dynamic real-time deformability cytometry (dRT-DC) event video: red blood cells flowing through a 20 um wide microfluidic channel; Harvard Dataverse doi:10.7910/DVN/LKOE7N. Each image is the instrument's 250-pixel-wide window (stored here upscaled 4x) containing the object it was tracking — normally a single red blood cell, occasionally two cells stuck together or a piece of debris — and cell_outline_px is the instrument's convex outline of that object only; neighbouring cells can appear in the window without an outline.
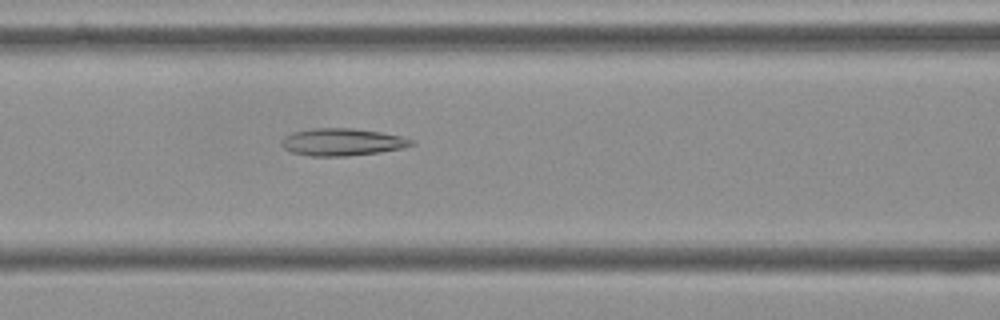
{"species": "Egyptian fruit bat (a non-hibernating species)", "species_latin": "Rousettus aegyptiacus", "temperature_condition": "cold", "stored_images_in_passage": 55, "camera_frame_rate_fps": 3000, "um_per_image_px": 0.085, "frame": {"image": 1, "passage_image": 23, "time_ms": 7.333, "image_size_px": [1000, 320], "cell_outline_px": [[416, 144], [404, 148], [380, 152], [348, 156], [308, 156], [292, 152], [284, 148], [280, 144], [284, 136], [292, 132], [312, 128], [352, 128], [380, 132], [400, 136], [416, 140]], "centroid_in_image_um": [29.1, 12.07], "position_along_channel_um": 137.5, "area_um2": 20.87}}
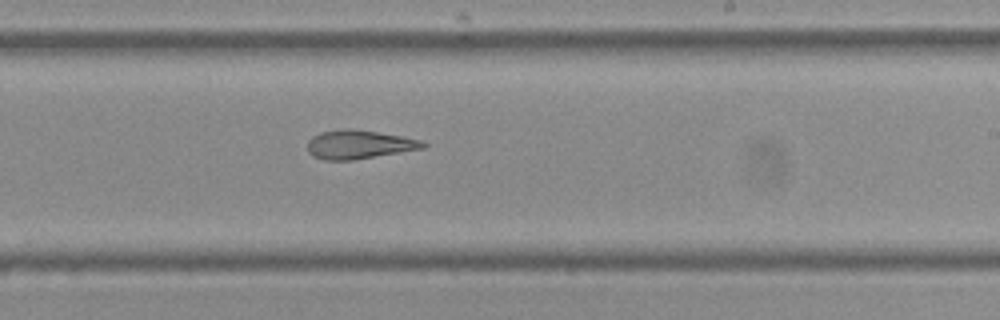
{"frame": {"image": 2, "passage_image": 33, "time_ms": 10.667, "image_size_px": [1000, 320], "cell_outline_px": [[428, 144], [424, 148], [352, 160], [324, 160], [312, 156], [308, 152], [308, 140], [312, 136], [320, 132], [348, 128], [352, 128], [400, 136], [420, 140]], "centroid_in_image_um": [30.47, 12.28], "position_along_channel_um": 258.5, "area_um2": 19.19}}
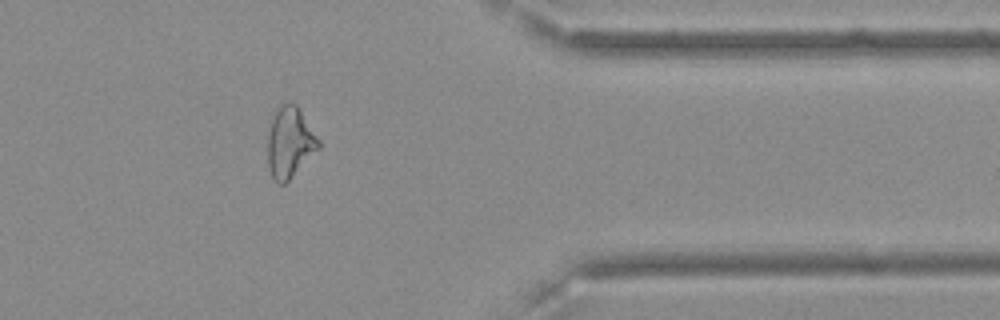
{"frame": {"image": 3, "passage_image": 45, "time_ms": 14.667, "image_size_px": [1000, 320], "cell_outline_px": [[320, 148], [284, 184], [280, 184], [272, 176], [268, 168], [268, 132], [272, 112], [280, 104], [288, 100], [296, 104], [320, 140]], "centroid_in_image_um": [24.62, 12.04], "position_along_channel_um": 386.8, "area_um2": 21.15}, "authors_computed_cell_mechanics": {"area_um2": 22.6576, "velocity_mm_per_s": 3.6347, "shape_relaxation_time_tau1_ms": null, "shape_relaxation_time_tau2_ms": 3.3752, "deformation_change_tau1": null, "deformation_change_tau2": 0.1321}}